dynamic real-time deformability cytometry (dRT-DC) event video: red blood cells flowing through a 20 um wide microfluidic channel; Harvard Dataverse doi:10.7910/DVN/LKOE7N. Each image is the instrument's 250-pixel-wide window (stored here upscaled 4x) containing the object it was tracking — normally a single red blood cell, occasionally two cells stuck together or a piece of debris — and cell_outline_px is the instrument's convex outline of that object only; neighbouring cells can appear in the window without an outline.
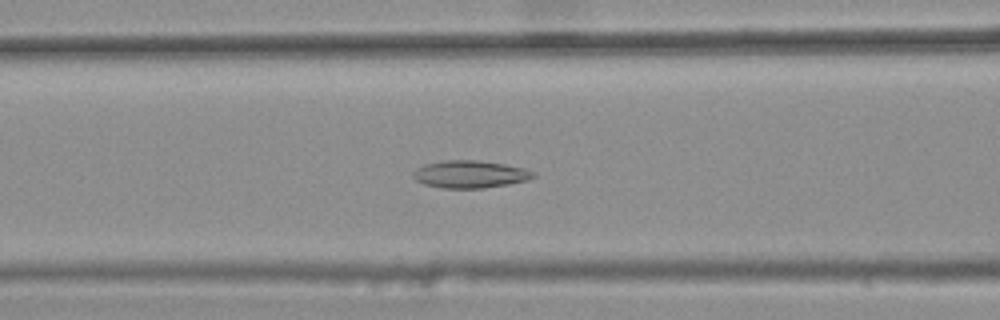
{"species": "common noctule bat (a hibernating species)", "species_latin": "Nyctalus noctula", "temperature_condition": "warm", "stored_images_in_passage": 33, "camera_frame_rate_fps": 3000, "um_per_image_px": 0.085, "animal": {"sex": "female", "body_mass_g": 25.1}, "frame": {"image": 1, "passage_image": 10, "time_ms": 3.0, "image_size_px": [1000, 320], "cell_outline_px": [[536, 176], [528, 180], [508, 184], [484, 188], [444, 188], [424, 184], [416, 180], [412, 176], [412, 172], [416, 168], [424, 164], [448, 160], [480, 160], [504, 164], [524, 168], [536, 172]], "centroid_in_image_um": [39.96, 14.8], "position_along_channel_um": 126.6, "area_um2": 19.31}}
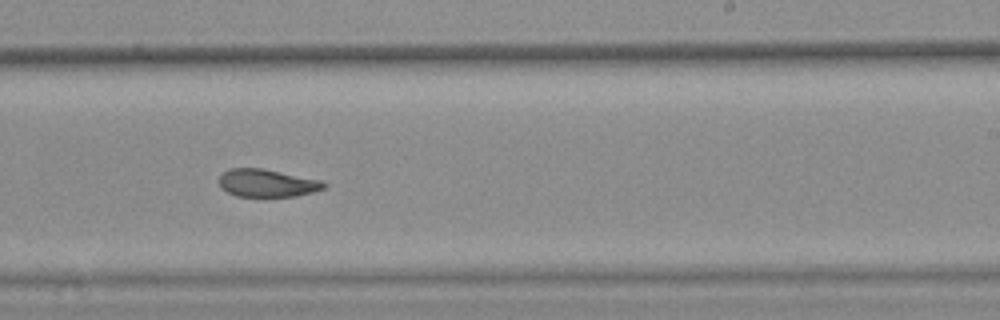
{"frame": {"image": 2, "passage_image": 21, "time_ms": 6.667, "image_size_px": [1000, 320], "cell_outline_px": [[328, 184], [324, 188], [312, 192], [296, 196], [236, 196], [228, 192], [220, 184], [220, 176], [228, 168], [260, 168], [320, 180]], "centroid_in_image_um": [22.71, 15.56], "position_along_channel_um": 266.3, "area_um2": 16.59}}
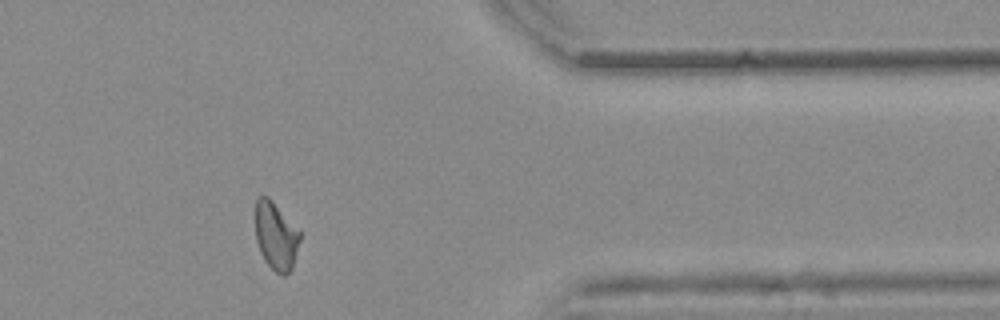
{"frame": {"image": 3, "passage_image": 32, "time_ms": 10.333, "image_size_px": [1000, 320], "cell_outline_px": [[300, 240], [292, 268], [284, 276], [276, 272], [264, 260], [260, 252], [256, 240], [256, 200], [260, 196], [268, 196], [300, 228]], "centroid_in_image_um": [23.47, 20.03], "position_along_channel_um": 387.9, "area_um2": 17.74}, "authors_computed_cell_mechanics": {"area_um2": 18.0336, "velocity_mm_per_s": 3.8246, "shape_relaxation_time_tau1_ms": null, "shape_relaxation_time_tau2_ms": 2.3368, "deformation_change_tau1": null, "deformation_change_tau2": 0.084}}